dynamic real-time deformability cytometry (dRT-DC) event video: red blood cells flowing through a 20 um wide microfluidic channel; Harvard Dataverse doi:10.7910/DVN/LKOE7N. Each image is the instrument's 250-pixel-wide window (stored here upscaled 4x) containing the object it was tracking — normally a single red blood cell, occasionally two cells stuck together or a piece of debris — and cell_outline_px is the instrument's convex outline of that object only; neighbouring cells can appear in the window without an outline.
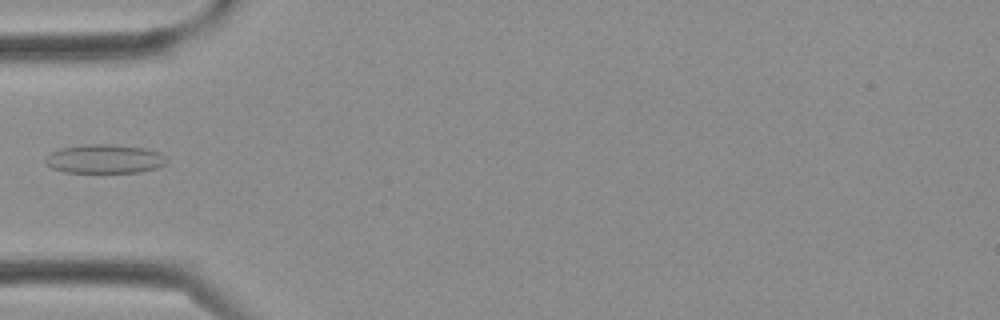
{"species": "Egyptian fruit bat (a non-hibernating species)", "species_latin": "Rousettus aegyptiacus", "temperature_condition": "cold", "stored_images_in_passage": 3, "camera_frame_rate_fps": 3000, "um_per_image_px": 0.085, "frame": {"image": 1, "passage_image": 3, "time_ms": 0.667, "image_size_px": [1000, 320], "cell_outline_px": [[168, 160], [164, 164], [156, 168], [140, 172], [64, 172], [52, 168], [44, 164], [44, 156], [60, 148], [84, 144], [112, 144], [144, 148], [160, 152]], "centroid_in_image_um": [8.85, 13.5], "position_along_channel_um": 76.2, "area_um2": 20.58}}